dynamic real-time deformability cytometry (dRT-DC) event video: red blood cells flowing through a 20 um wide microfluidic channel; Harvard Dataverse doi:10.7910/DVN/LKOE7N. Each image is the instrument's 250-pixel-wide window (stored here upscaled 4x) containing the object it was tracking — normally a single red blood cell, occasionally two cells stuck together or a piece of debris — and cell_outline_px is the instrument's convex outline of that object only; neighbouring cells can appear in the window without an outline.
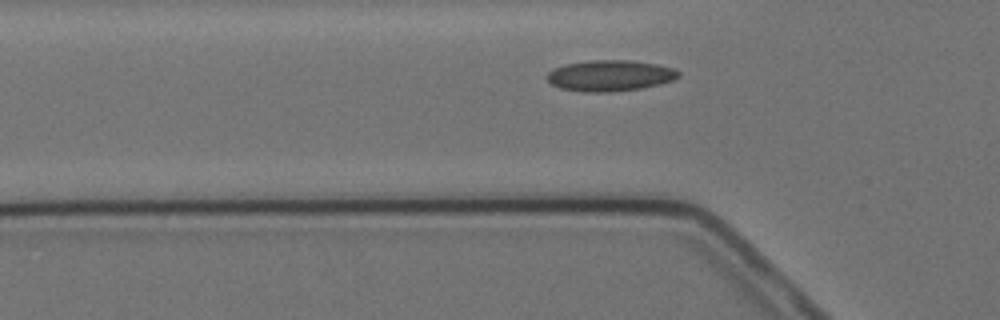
{"species": "Egyptian fruit bat (a non-hibernating species)", "species_latin": "Rousettus aegyptiacus", "temperature_condition": "cold", "stored_images_in_passage": 6, "segment_of_instrument_passage": [2, 2], "camera_frame_rate_fps": 3000, "um_per_image_px": 0.085, "animal": {"sex": "female"}, "frame": {"image": 1, "passage_image": 6, "time_ms": 6.667, "image_size_px": [1000, 320], "cell_outline_px": [[680, 76], [672, 80], [660, 84], [640, 88], [608, 92], [584, 92], [560, 88], [552, 84], [548, 80], [548, 72], [564, 64], [588, 60], [628, 60], [656, 64], [676, 68], [680, 72]], "centroid_in_image_um": [51.87, 6.42], "position_along_channel_um": 73.9, "area_um2": 23.7}}